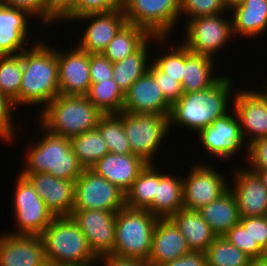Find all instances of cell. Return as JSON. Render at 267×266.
<instances>
[{
  "instance_id": "cell-1",
  "label": "cell",
  "mask_w": 267,
  "mask_h": 266,
  "mask_svg": "<svg viewBox=\"0 0 267 266\" xmlns=\"http://www.w3.org/2000/svg\"><path fill=\"white\" fill-rule=\"evenodd\" d=\"M227 72L210 88L197 92L183 93L172 105L169 116V130L176 126L195 133L211 125L217 118L232 109L235 78ZM233 86V87H232ZM232 98V99H231ZM180 127V128H179Z\"/></svg>"
},
{
  "instance_id": "cell-2",
  "label": "cell",
  "mask_w": 267,
  "mask_h": 266,
  "mask_svg": "<svg viewBox=\"0 0 267 266\" xmlns=\"http://www.w3.org/2000/svg\"><path fill=\"white\" fill-rule=\"evenodd\" d=\"M37 40L22 52L19 107L41 106L38 110H42L59 95V71L56 47L46 40Z\"/></svg>"
},
{
  "instance_id": "cell-3",
  "label": "cell",
  "mask_w": 267,
  "mask_h": 266,
  "mask_svg": "<svg viewBox=\"0 0 267 266\" xmlns=\"http://www.w3.org/2000/svg\"><path fill=\"white\" fill-rule=\"evenodd\" d=\"M37 125L40 133L33 134L25 144L24 166L19 172L48 173L58 179L75 181L84 167L72 150L70 138L51 134Z\"/></svg>"
},
{
  "instance_id": "cell-4",
  "label": "cell",
  "mask_w": 267,
  "mask_h": 266,
  "mask_svg": "<svg viewBox=\"0 0 267 266\" xmlns=\"http://www.w3.org/2000/svg\"><path fill=\"white\" fill-rule=\"evenodd\" d=\"M102 115L86 96L59 94L40 110L36 124L51 134L72 138L97 128Z\"/></svg>"
},
{
  "instance_id": "cell-5",
  "label": "cell",
  "mask_w": 267,
  "mask_h": 266,
  "mask_svg": "<svg viewBox=\"0 0 267 266\" xmlns=\"http://www.w3.org/2000/svg\"><path fill=\"white\" fill-rule=\"evenodd\" d=\"M47 263L95 266L97 257L71 216L56 217L40 235Z\"/></svg>"
},
{
  "instance_id": "cell-6",
  "label": "cell",
  "mask_w": 267,
  "mask_h": 266,
  "mask_svg": "<svg viewBox=\"0 0 267 266\" xmlns=\"http://www.w3.org/2000/svg\"><path fill=\"white\" fill-rule=\"evenodd\" d=\"M158 217L147 210L124 207L116 215L113 255L148 261Z\"/></svg>"
},
{
  "instance_id": "cell-7",
  "label": "cell",
  "mask_w": 267,
  "mask_h": 266,
  "mask_svg": "<svg viewBox=\"0 0 267 266\" xmlns=\"http://www.w3.org/2000/svg\"><path fill=\"white\" fill-rule=\"evenodd\" d=\"M184 22L185 29L181 32L184 31L180 40L194 54L215 59L220 55L219 52L235 40L230 12L201 16Z\"/></svg>"
},
{
  "instance_id": "cell-8",
  "label": "cell",
  "mask_w": 267,
  "mask_h": 266,
  "mask_svg": "<svg viewBox=\"0 0 267 266\" xmlns=\"http://www.w3.org/2000/svg\"><path fill=\"white\" fill-rule=\"evenodd\" d=\"M16 174L12 194L15 229L6 232L12 235L40 236L56 216L46 206L30 181L19 172Z\"/></svg>"
},
{
  "instance_id": "cell-9",
  "label": "cell",
  "mask_w": 267,
  "mask_h": 266,
  "mask_svg": "<svg viewBox=\"0 0 267 266\" xmlns=\"http://www.w3.org/2000/svg\"><path fill=\"white\" fill-rule=\"evenodd\" d=\"M122 126L132 153L142 157L147 163H156L155 156L158 157V150L164 147L163 143H166V138L170 135L169 117L122 111Z\"/></svg>"
},
{
  "instance_id": "cell-10",
  "label": "cell",
  "mask_w": 267,
  "mask_h": 266,
  "mask_svg": "<svg viewBox=\"0 0 267 266\" xmlns=\"http://www.w3.org/2000/svg\"><path fill=\"white\" fill-rule=\"evenodd\" d=\"M122 11L127 23L145 29L151 36H172L182 20L180 0H126Z\"/></svg>"
},
{
  "instance_id": "cell-11",
  "label": "cell",
  "mask_w": 267,
  "mask_h": 266,
  "mask_svg": "<svg viewBox=\"0 0 267 266\" xmlns=\"http://www.w3.org/2000/svg\"><path fill=\"white\" fill-rule=\"evenodd\" d=\"M191 164L187 174L182 176L183 208L198 210L223 195L229 189L230 181L213 163L197 160Z\"/></svg>"
},
{
  "instance_id": "cell-12",
  "label": "cell",
  "mask_w": 267,
  "mask_h": 266,
  "mask_svg": "<svg viewBox=\"0 0 267 266\" xmlns=\"http://www.w3.org/2000/svg\"><path fill=\"white\" fill-rule=\"evenodd\" d=\"M124 207L125 193L91 168H84L75 180L73 210L118 212Z\"/></svg>"
},
{
  "instance_id": "cell-13",
  "label": "cell",
  "mask_w": 267,
  "mask_h": 266,
  "mask_svg": "<svg viewBox=\"0 0 267 266\" xmlns=\"http://www.w3.org/2000/svg\"><path fill=\"white\" fill-rule=\"evenodd\" d=\"M196 135L200 139L199 145L203 147V152L205 150L210 158L214 156L215 159H221V162L222 160L229 161L232 157H239V152L243 149V152L247 154L248 146L243 139L239 120L233 108Z\"/></svg>"
},
{
  "instance_id": "cell-14",
  "label": "cell",
  "mask_w": 267,
  "mask_h": 266,
  "mask_svg": "<svg viewBox=\"0 0 267 266\" xmlns=\"http://www.w3.org/2000/svg\"><path fill=\"white\" fill-rule=\"evenodd\" d=\"M232 108L236 113L247 146L267 137V97L260 89L246 87L235 90Z\"/></svg>"
},
{
  "instance_id": "cell-15",
  "label": "cell",
  "mask_w": 267,
  "mask_h": 266,
  "mask_svg": "<svg viewBox=\"0 0 267 266\" xmlns=\"http://www.w3.org/2000/svg\"><path fill=\"white\" fill-rule=\"evenodd\" d=\"M88 20V21H87ZM85 23L76 46L89 54L103 53L118 31L127 23L122 10L88 14L74 18L72 22ZM87 22V24H86ZM89 22V24H88ZM82 35V36H81Z\"/></svg>"
},
{
  "instance_id": "cell-16",
  "label": "cell",
  "mask_w": 267,
  "mask_h": 266,
  "mask_svg": "<svg viewBox=\"0 0 267 266\" xmlns=\"http://www.w3.org/2000/svg\"><path fill=\"white\" fill-rule=\"evenodd\" d=\"M117 212L73 210L71 217L78 224L93 254L98 258L112 254L115 246Z\"/></svg>"
},
{
  "instance_id": "cell-17",
  "label": "cell",
  "mask_w": 267,
  "mask_h": 266,
  "mask_svg": "<svg viewBox=\"0 0 267 266\" xmlns=\"http://www.w3.org/2000/svg\"><path fill=\"white\" fill-rule=\"evenodd\" d=\"M66 49L56 47L59 71V94L86 96L92 84L89 71V53L76 45Z\"/></svg>"
},
{
  "instance_id": "cell-18",
  "label": "cell",
  "mask_w": 267,
  "mask_h": 266,
  "mask_svg": "<svg viewBox=\"0 0 267 266\" xmlns=\"http://www.w3.org/2000/svg\"><path fill=\"white\" fill-rule=\"evenodd\" d=\"M232 170L229 188L234 194L240 217H260L267 215V188L259 176L243 166Z\"/></svg>"
},
{
  "instance_id": "cell-19",
  "label": "cell",
  "mask_w": 267,
  "mask_h": 266,
  "mask_svg": "<svg viewBox=\"0 0 267 266\" xmlns=\"http://www.w3.org/2000/svg\"><path fill=\"white\" fill-rule=\"evenodd\" d=\"M56 217L71 216L74 208L75 181L58 179L48 173L19 172Z\"/></svg>"
},
{
  "instance_id": "cell-20",
  "label": "cell",
  "mask_w": 267,
  "mask_h": 266,
  "mask_svg": "<svg viewBox=\"0 0 267 266\" xmlns=\"http://www.w3.org/2000/svg\"><path fill=\"white\" fill-rule=\"evenodd\" d=\"M32 18L24 10L0 6V56L21 54L38 42L35 38L33 42L30 37L33 33L31 21H35Z\"/></svg>"
},
{
  "instance_id": "cell-21",
  "label": "cell",
  "mask_w": 267,
  "mask_h": 266,
  "mask_svg": "<svg viewBox=\"0 0 267 266\" xmlns=\"http://www.w3.org/2000/svg\"><path fill=\"white\" fill-rule=\"evenodd\" d=\"M172 105L149 71L137 79L125 93L123 111L133 114L170 116Z\"/></svg>"
},
{
  "instance_id": "cell-22",
  "label": "cell",
  "mask_w": 267,
  "mask_h": 266,
  "mask_svg": "<svg viewBox=\"0 0 267 266\" xmlns=\"http://www.w3.org/2000/svg\"><path fill=\"white\" fill-rule=\"evenodd\" d=\"M40 236L0 233V266H47Z\"/></svg>"
},
{
  "instance_id": "cell-23",
  "label": "cell",
  "mask_w": 267,
  "mask_h": 266,
  "mask_svg": "<svg viewBox=\"0 0 267 266\" xmlns=\"http://www.w3.org/2000/svg\"><path fill=\"white\" fill-rule=\"evenodd\" d=\"M148 163L135 154L108 152L91 169L126 193Z\"/></svg>"
},
{
  "instance_id": "cell-24",
  "label": "cell",
  "mask_w": 267,
  "mask_h": 266,
  "mask_svg": "<svg viewBox=\"0 0 267 266\" xmlns=\"http://www.w3.org/2000/svg\"><path fill=\"white\" fill-rule=\"evenodd\" d=\"M190 251L186 239L174 222L170 218H159L154 227L149 264L162 266Z\"/></svg>"
},
{
  "instance_id": "cell-25",
  "label": "cell",
  "mask_w": 267,
  "mask_h": 266,
  "mask_svg": "<svg viewBox=\"0 0 267 266\" xmlns=\"http://www.w3.org/2000/svg\"><path fill=\"white\" fill-rule=\"evenodd\" d=\"M159 165L162 167L160 162L156 166V195L149 212L158 218H170L183 208V177L169 173L167 168L164 172Z\"/></svg>"
},
{
  "instance_id": "cell-26",
  "label": "cell",
  "mask_w": 267,
  "mask_h": 266,
  "mask_svg": "<svg viewBox=\"0 0 267 266\" xmlns=\"http://www.w3.org/2000/svg\"><path fill=\"white\" fill-rule=\"evenodd\" d=\"M230 13L235 38L253 40L267 33V0H243Z\"/></svg>"
},
{
  "instance_id": "cell-27",
  "label": "cell",
  "mask_w": 267,
  "mask_h": 266,
  "mask_svg": "<svg viewBox=\"0 0 267 266\" xmlns=\"http://www.w3.org/2000/svg\"><path fill=\"white\" fill-rule=\"evenodd\" d=\"M213 60L205 55L194 54L185 46V66L181 83L184 93L208 89L224 75L222 72L217 73L218 67L215 70L216 61Z\"/></svg>"
},
{
  "instance_id": "cell-28",
  "label": "cell",
  "mask_w": 267,
  "mask_h": 266,
  "mask_svg": "<svg viewBox=\"0 0 267 266\" xmlns=\"http://www.w3.org/2000/svg\"><path fill=\"white\" fill-rule=\"evenodd\" d=\"M170 219L186 239L191 251L206 252L217 237L198 210L181 208Z\"/></svg>"
},
{
  "instance_id": "cell-29",
  "label": "cell",
  "mask_w": 267,
  "mask_h": 266,
  "mask_svg": "<svg viewBox=\"0 0 267 266\" xmlns=\"http://www.w3.org/2000/svg\"><path fill=\"white\" fill-rule=\"evenodd\" d=\"M198 212L217 236H224L240 221L237 201L230 188Z\"/></svg>"
},
{
  "instance_id": "cell-30",
  "label": "cell",
  "mask_w": 267,
  "mask_h": 266,
  "mask_svg": "<svg viewBox=\"0 0 267 266\" xmlns=\"http://www.w3.org/2000/svg\"><path fill=\"white\" fill-rule=\"evenodd\" d=\"M158 36H151L136 52L113 63V79L125 94L131 85L148 71L152 62L151 44Z\"/></svg>"
},
{
  "instance_id": "cell-31",
  "label": "cell",
  "mask_w": 267,
  "mask_h": 266,
  "mask_svg": "<svg viewBox=\"0 0 267 266\" xmlns=\"http://www.w3.org/2000/svg\"><path fill=\"white\" fill-rule=\"evenodd\" d=\"M169 38L171 39V37L163 36L154 40L153 45H156L157 48L154 47V49L162 48V50H159V54L152 52L154 53L152 54V61L162 72L166 73V76L182 83L185 66V45L178 39L176 43L173 41L170 43Z\"/></svg>"
},
{
  "instance_id": "cell-32",
  "label": "cell",
  "mask_w": 267,
  "mask_h": 266,
  "mask_svg": "<svg viewBox=\"0 0 267 266\" xmlns=\"http://www.w3.org/2000/svg\"><path fill=\"white\" fill-rule=\"evenodd\" d=\"M151 35L137 25L126 23L110 41L103 54L112 62H118L136 52Z\"/></svg>"
},
{
  "instance_id": "cell-33",
  "label": "cell",
  "mask_w": 267,
  "mask_h": 266,
  "mask_svg": "<svg viewBox=\"0 0 267 266\" xmlns=\"http://www.w3.org/2000/svg\"><path fill=\"white\" fill-rule=\"evenodd\" d=\"M156 165L148 163L125 193V206L150 211L156 195Z\"/></svg>"
},
{
  "instance_id": "cell-34",
  "label": "cell",
  "mask_w": 267,
  "mask_h": 266,
  "mask_svg": "<svg viewBox=\"0 0 267 266\" xmlns=\"http://www.w3.org/2000/svg\"><path fill=\"white\" fill-rule=\"evenodd\" d=\"M71 147L79 163L84 168H91L109 152L105 140L97 128L70 138Z\"/></svg>"
},
{
  "instance_id": "cell-35",
  "label": "cell",
  "mask_w": 267,
  "mask_h": 266,
  "mask_svg": "<svg viewBox=\"0 0 267 266\" xmlns=\"http://www.w3.org/2000/svg\"><path fill=\"white\" fill-rule=\"evenodd\" d=\"M86 97L103 114L123 111L125 94L114 79L92 83Z\"/></svg>"
},
{
  "instance_id": "cell-36",
  "label": "cell",
  "mask_w": 267,
  "mask_h": 266,
  "mask_svg": "<svg viewBox=\"0 0 267 266\" xmlns=\"http://www.w3.org/2000/svg\"><path fill=\"white\" fill-rule=\"evenodd\" d=\"M207 266H253L254 261L232 245L225 236H217L206 250Z\"/></svg>"
},
{
  "instance_id": "cell-37",
  "label": "cell",
  "mask_w": 267,
  "mask_h": 266,
  "mask_svg": "<svg viewBox=\"0 0 267 266\" xmlns=\"http://www.w3.org/2000/svg\"><path fill=\"white\" fill-rule=\"evenodd\" d=\"M108 150L114 154H133L129 140L122 126V112L118 114H103L97 125Z\"/></svg>"
},
{
  "instance_id": "cell-38",
  "label": "cell",
  "mask_w": 267,
  "mask_h": 266,
  "mask_svg": "<svg viewBox=\"0 0 267 266\" xmlns=\"http://www.w3.org/2000/svg\"><path fill=\"white\" fill-rule=\"evenodd\" d=\"M22 78V53L0 56V93L19 107V91Z\"/></svg>"
},
{
  "instance_id": "cell-39",
  "label": "cell",
  "mask_w": 267,
  "mask_h": 266,
  "mask_svg": "<svg viewBox=\"0 0 267 266\" xmlns=\"http://www.w3.org/2000/svg\"><path fill=\"white\" fill-rule=\"evenodd\" d=\"M230 12L223 0H180V17L184 20L194 19L201 16L218 15ZM183 16V17H182Z\"/></svg>"
},
{
  "instance_id": "cell-40",
  "label": "cell",
  "mask_w": 267,
  "mask_h": 266,
  "mask_svg": "<svg viewBox=\"0 0 267 266\" xmlns=\"http://www.w3.org/2000/svg\"><path fill=\"white\" fill-rule=\"evenodd\" d=\"M224 236L232 245L243 251L254 262L264 256V250L257 242H253L252 237L240 222L233 226Z\"/></svg>"
},
{
  "instance_id": "cell-41",
  "label": "cell",
  "mask_w": 267,
  "mask_h": 266,
  "mask_svg": "<svg viewBox=\"0 0 267 266\" xmlns=\"http://www.w3.org/2000/svg\"><path fill=\"white\" fill-rule=\"evenodd\" d=\"M15 109L17 111L14 103L7 96L0 93V140L5 142L6 145H9V143L16 144L15 140L18 138L16 137L18 135L16 124L13 122V115H15L13 111L16 113Z\"/></svg>"
},
{
  "instance_id": "cell-42",
  "label": "cell",
  "mask_w": 267,
  "mask_h": 266,
  "mask_svg": "<svg viewBox=\"0 0 267 266\" xmlns=\"http://www.w3.org/2000/svg\"><path fill=\"white\" fill-rule=\"evenodd\" d=\"M76 1L77 0H46V26L55 23H69L76 18ZM60 21V22H59Z\"/></svg>"
},
{
  "instance_id": "cell-43",
  "label": "cell",
  "mask_w": 267,
  "mask_h": 266,
  "mask_svg": "<svg viewBox=\"0 0 267 266\" xmlns=\"http://www.w3.org/2000/svg\"><path fill=\"white\" fill-rule=\"evenodd\" d=\"M148 71L161 88L163 95L167 101L173 105L183 95L182 84L176 79L166 76L153 62H151Z\"/></svg>"
},
{
  "instance_id": "cell-44",
  "label": "cell",
  "mask_w": 267,
  "mask_h": 266,
  "mask_svg": "<svg viewBox=\"0 0 267 266\" xmlns=\"http://www.w3.org/2000/svg\"><path fill=\"white\" fill-rule=\"evenodd\" d=\"M126 0H77L76 18L97 13L123 10Z\"/></svg>"
},
{
  "instance_id": "cell-45",
  "label": "cell",
  "mask_w": 267,
  "mask_h": 266,
  "mask_svg": "<svg viewBox=\"0 0 267 266\" xmlns=\"http://www.w3.org/2000/svg\"><path fill=\"white\" fill-rule=\"evenodd\" d=\"M242 154L241 159H245L243 165L248 169H267V137L257 139L249 144L247 155Z\"/></svg>"
},
{
  "instance_id": "cell-46",
  "label": "cell",
  "mask_w": 267,
  "mask_h": 266,
  "mask_svg": "<svg viewBox=\"0 0 267 266\" xmlns=\"http://www.w3.org/2000/svg\"><path fill=\"white\" fill-rule=\"evenodd\" d=\"M2 5L26 11L46 29V0H2Z\"/></svg>"
},
{
  "instance_id": "cell-47",
  "label": "cell",
  "mask_w": 267,
  "mask_h": 266,
  "mask_svg": "<svg viewBox=\"0 0 267 266\" xmlns=\"http://www.w3.org/2000/svg\"><path fill=\"white\" fill-rule=\"evenodd\" d=\"M89 71L92 83L113 79V63L103 54H89Z\"/></svg>"
},
{
  "instance_id": "cell-48",
  "label": "cell",
  "mask_w": 267,
  "mask_h": 266,
  "mask_svg": "<svg viewBox=\"0 0 267 266\" xmlns=\"http://www.w3.org/2000/svg\"><path fill=\"white\" fill-rule=\"evenodd\" d=\"M252 237L264 250L267 246V215L260 217H240L239 221Z\"/></svg>"
},
{
  "instance_id": "cell-49",
  "label": "cell",
  "mask_w": 267,
  "mask_h": 266,
  "mask_svg": "<svg viewBox=\"0 0 267 266\" xmlns=\"http://www.w3.org/2000/svg\"><path fill=\"white\" fill-rule=\"evenodd\" d=\"M151 266L148 261L136 258L120 257L113 254L98 257L95 266Z\"/></svg>"
},
{
  "instance_id": "cell-50",
  "label": "cell",
  "mask_w": 267,
  "mask_h": 266,
  "mask_svg": "<svg viewBox=\"0 0 267 266\" xmlns=\"http://www.w3.org/2000/svg\"><path fill=\"white\" fill-rule=\"evenodd\" d=\"M162 266H207V257L205 252L190 251Z\"/></svg>"
},
{
  "instance_id": "cell-51",
  "label": "cell",
  "mask_w": 267,
  "mask_h": 266,
  "mask_svg": "<svg viewBox=\"0 0 267 266\" xmlns=\"http://www.w3.org/2000/svg\"><path fill=\"white\" fill-rule=\"evenodd\" d=\"M255 172L259 178L262 180V183L267 188V169H250Z\"/></svg>"
},
{
  "instance_id": "cell-52",
  "label": "cell",
  "mask_w": 267,
  "mask_h": 266,
  "mask_svg": "<svg viewBox=\"0 0 267 266\" xmlns=\"http://www.w3.org/2000/svg\"><path fill=\"white\" fill-rule=\"evenodd\" d=\"M243 0H223L228 11L232 10L235 6L241 4Z\"/></svg>"
},
{
  "instance_id": "cell-53",
  "label": "cell",
  "mask_w": 267,
  "mask_h": 266,
  "mask_svg": "<svg viewBox=\"0 0 267 266\" xmlns=\"http://www.w3.org/2000/svg\"><path fill=\"white\" fill-rule=\"evenodd\" d=\"M253 266H267V258L262 257L260 260L255 261Z\"/></svg>"
},
{
  "instance_id": "cell-54",
  "label": "cell",
  "mask_w": 267,
  "mask_h": 266,
  "mask_svg": "<svg viewBox=\"0 0 267 266\" xmlns=\"http://www.w3.org/2000/svg\"><path fill=\"white\" fill-rule=\"evenodd\" d=\"M266 79L265 80H267V76L265 77ZM263 84V86L262 85H260L261 87H259L258 89H260L262 92H263V94L267 97V81H264L263 80V82H262ZM264 83H265V85H264ZM263 87V88H262Z\"/></svg>"
},
{
  "instance_id": "cell-55",
  "label": "cell",
  "mask_w": 267,
  "mask_h": 266,
  "mask_svg": "<svg viewBox=\"0 0 267 266\" xmlns=\"http://www.w3.org/2000/svg\"><path fill=\"white\" fill-rule=\"evenodd\" d=\"M47 266H81V265H70V264H68V265H57V264H47Z\"/></svg>"
},
{
  "instance_id": "cell-56",
  "label": "cell",
  "mask_w": 267,
  "mask_h": 266,
  "mask_svg": "<svg viewBox=\"0 0 267 266\" xmlns=\"http://www.w3.org/2000/svg\"><path fill=\"white\" fill-rule=\"evenodd\" d=\"M263 257L267 258V246H266V248L264 249V256H263Z\"/></svg>"
}]
</instances>
